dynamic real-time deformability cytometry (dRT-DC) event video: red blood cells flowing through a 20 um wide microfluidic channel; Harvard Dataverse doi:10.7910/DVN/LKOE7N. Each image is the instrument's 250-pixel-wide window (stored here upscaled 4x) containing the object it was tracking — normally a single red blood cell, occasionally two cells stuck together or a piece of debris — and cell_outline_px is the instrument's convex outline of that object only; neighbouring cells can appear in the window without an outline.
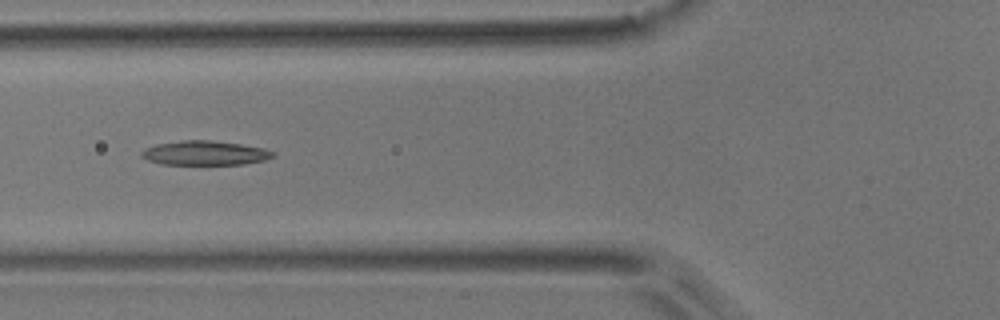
{"species": "common noctule bat (a hibernating species)", "species_latin": "Nyctalus noctula", "temperature_condition": "room temperature", "stored_images_in_passage": 9, "camera_frame_rate_fps": 3000, "um_per_image_px": 0.085, "animal": {"sex": "male", "body_mass_g": 17.9}, "frame": {"image": 1, "passage_image": 6, "time_ms": 1.667, "image_size_px": [1000, 320], "cell_outline_px": [[276, 156], [264, 160], [244, 164], [160, 164], [148, 160], [140, 156], [140, 152], [144, 148], [156, 144], [184, 140], [208, 140], [240, 144], [264, 148], [276, 152]], "centroid_in_image_um": [17.41, 13.0], "position_along_channel_um": 108.4, "area_um2": 18.67}}
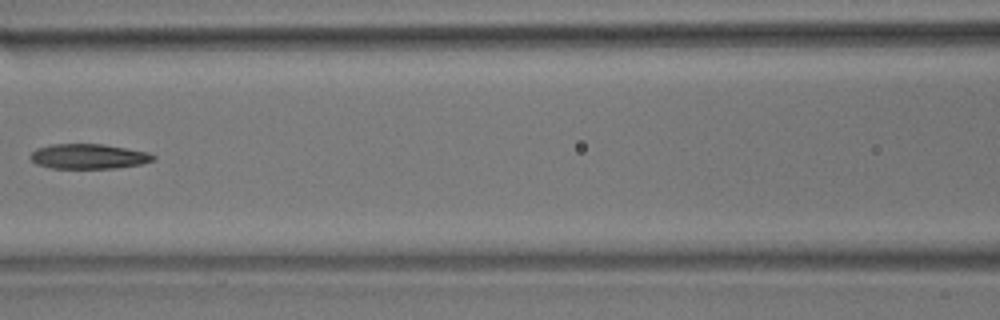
{"frame": {"image": 2, "passage_image": 7, "time_ms": 2.0, "image_size_px": [1000, 320], "cell_outline_px": [[156, 160], [140, 164], [116, 168], [48, 168], [36, 164], [28, 156], [36, 148], [48, 144], [104, 144], [148, 152], [156, 156]], "centroid_in_image_um": [7.51, 13.29], "position_along_channel_um": 159.1, "area_um2": 18.03}}